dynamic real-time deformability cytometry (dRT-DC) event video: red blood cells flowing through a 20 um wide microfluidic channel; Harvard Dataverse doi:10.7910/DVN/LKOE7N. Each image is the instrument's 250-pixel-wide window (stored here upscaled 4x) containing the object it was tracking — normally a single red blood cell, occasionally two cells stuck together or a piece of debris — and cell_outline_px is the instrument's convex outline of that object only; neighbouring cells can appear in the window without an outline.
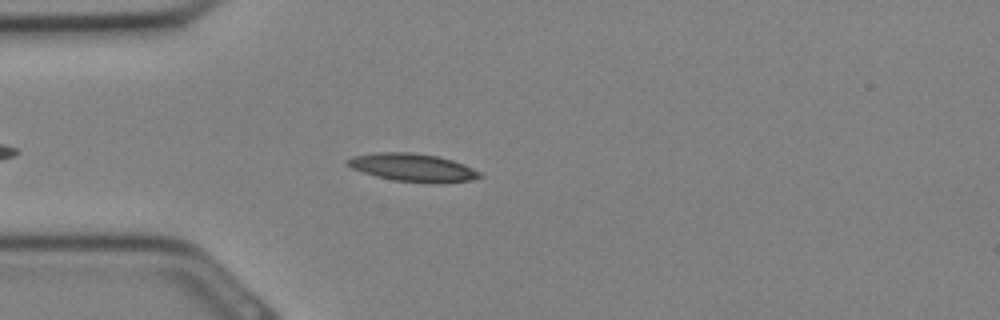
{"species": "Egyptian fruit bat (a non-hibernating species)", "species_latin": "Rousettus aegyptiacus", "temperature_condition": "cold", "stored_images_in_passage": 27, "camera_frame_rate_fps": 3000, "um_per_image_px": 0.085, "animal": {"sex": "female"}, "frame": {"image": 1, "passage_image": 4, "time_ms": 1.0, "image_size_px": [1000, 320], "cell_outline_px": [[484, 176], [468, 180], [440, 184], [428, 184], [392, 180], [376, 176], [352, 168], [348, 164], [348, 160], [352, 156], [376, 152], [412, 152], [436, 156], [452, 160], [464, 164], [480, 172]], "centroid_in_image_um": [35.12, 14.25], "position_along_channel_um": 49.9, "area_um2": 21.62}}
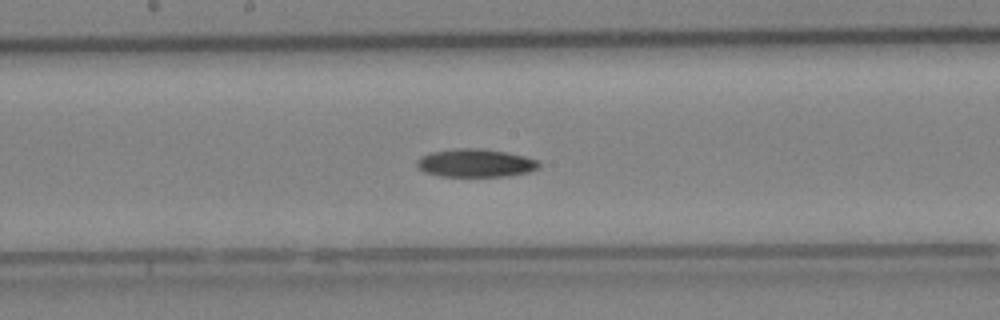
{"frame": {"image": 2, "passage_image": 12, "time_ms": 3.667, "image_size_px": [1000, 320], "cell_outline_px": [[540, 168], [528, 172], [504, 176], [440, 176], [424, 172], [416, 168], [416, 160], [420, 156], [432, 152], [452, 148], [480, 148], [504, 152], [524, 156], [536, 160], [540, 164]], "centroid_in_image_um": [40.36, 13.85], "position_along_channel_um": 207.8, "area_um2": 20.06}}
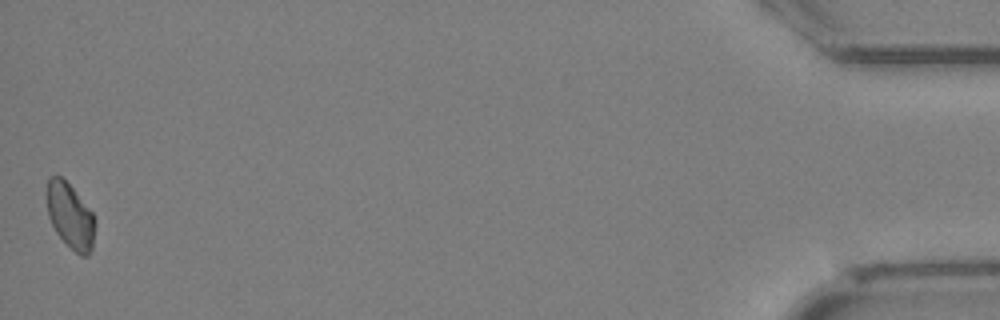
{"frame": {"image": 3, "passage_image": 27, "time_ms": 8.667, "image_size_px": [1000, 320], "cell_outline_px": [[96, 220], [92, 252], [88, 256], [80, 256], [56, 232], [48, 216], [44, 192], [48, 176], [60, 176], [72, 188], [92, 212]], "centroid_in_image_um": [5.94, 18.33], "position_along_channel_um": 429.3, "area_um2": 18.61}}